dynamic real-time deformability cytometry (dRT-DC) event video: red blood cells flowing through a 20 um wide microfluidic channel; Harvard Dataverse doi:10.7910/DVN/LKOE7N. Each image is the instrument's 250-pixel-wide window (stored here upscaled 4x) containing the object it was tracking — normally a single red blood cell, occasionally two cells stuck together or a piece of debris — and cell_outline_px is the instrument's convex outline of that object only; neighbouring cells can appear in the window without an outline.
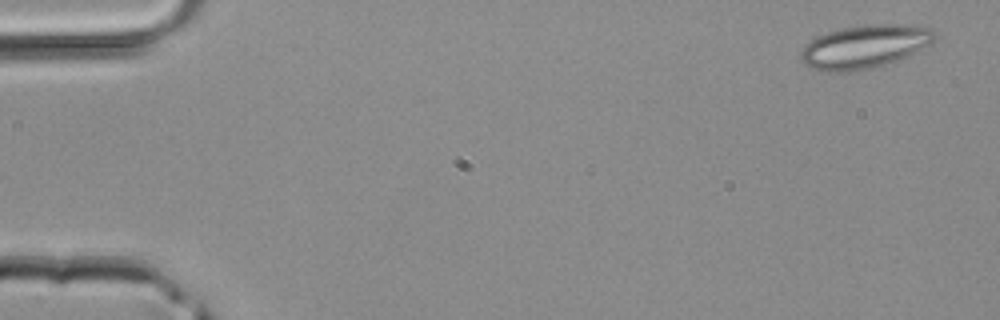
{"species": "common noctule bat (a hibernating species)", "species_latin": "Nyctalus noctula", "temperature_condition": "room temperature", "stored_images_in_passage": 41, "camera_frame_rate_fps": 3000, "um_per_image_px": 0.085, "animal": {"sex": "male", "body_mass_g": 20.4}, "frame": {"image": 1, "passage_image": 1, "time_ms": 0.0, "image_size_px": [1000, 320], "cell_outline_px": [[940, 36], [936, 40], [908, 56], [872, 68], [852, 72], [828, 72], [812, 68], [804, 64], [800, 60], [800, 52], [804, 44], [816, 36], [840, 28], [872, 24], [912, 24], [928, 28], [936, 32]], "centroid_in_image_um": [73.49, 3.96], "position_along_channel_um": 11.5, "area_um2": 34.16}}
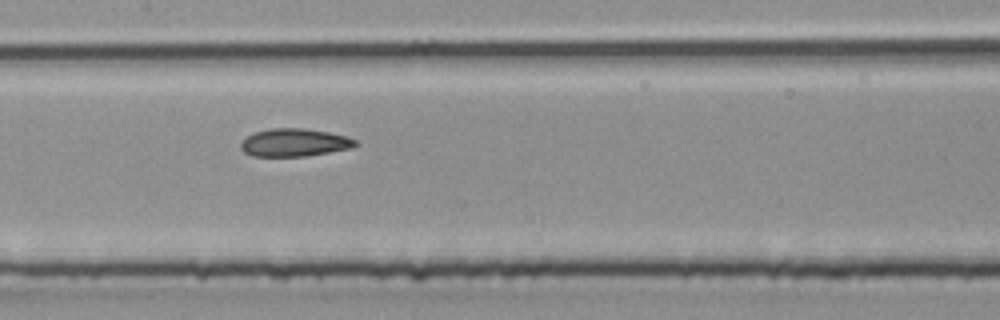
{"frame": {"image": 2, "passage_image": 20, "time_ms": 6.333, "image_size_px": [1000, 320], "cell_outline_px": [[360, 144], [352, 148], [304, 156], [252, 156], [244, 152], [240, 148], [240, 144], [252, 132], [272, 128], [304, 128], [328, 132], [344, 136], [356, 140]], "centroid_in_image_um": [25.01, 12.11], "position_along_channel_um": 182.4, "area_um2": 18.55}}
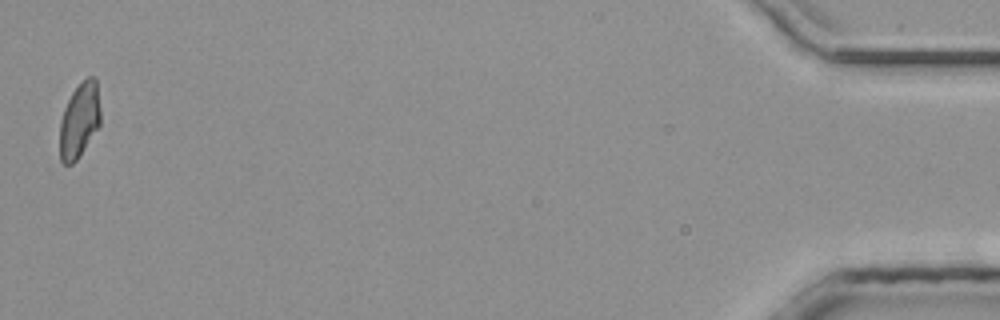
{"frame": {"image": 3, "passage_image": 41, "time_ms": 13.333, "image_size_px": [1000, 320], "cell_outline_px": [[100, 124], [76, 160], [72, 164], [64, 164], [60, 160], [60, 120], [64, 108], [72, 92], [88, 76], [96, 76], [100, 108]], "centroid_in_image_um": [6.75, 10.2], "position_along_channel_um": 428.5, "area_um2": 17.63}}